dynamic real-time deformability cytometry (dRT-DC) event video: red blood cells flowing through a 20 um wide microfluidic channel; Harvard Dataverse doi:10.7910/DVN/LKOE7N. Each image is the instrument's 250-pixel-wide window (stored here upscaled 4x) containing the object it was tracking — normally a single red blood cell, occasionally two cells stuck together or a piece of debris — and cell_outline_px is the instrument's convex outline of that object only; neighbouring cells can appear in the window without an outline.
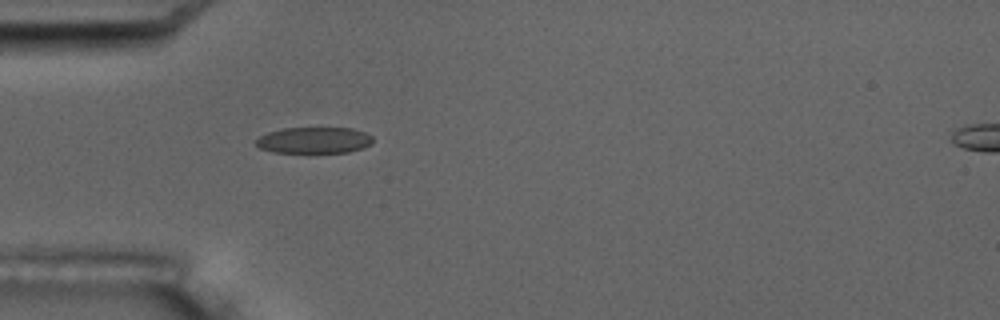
{"species": "common noctule bat (a hibernating species)", "species_latin": "Nyctalus noctula", "temperature_condition": "room temperature", "stored_images_in_passage": 5, "camera_frame_rate_fps": 3000, "um_per_image_px": 0.085, "animal": {"sex": "male", "body_mass_g": 17.5, "forearm_length_mm": 52.3}, "frame": {"image": 1, "passage_image": 4, "time_ms": 3.333, "image_size_px": [1000, 320], "cell_outline_px": [[372, 144], [364, 148], [348, 152], [272, 152], [260, 148], [252, 140], [268, 132], [280, 128], [352, 128], [364, 132], [372, 136]], "centroid_in_image_um": [26.67, 11.91], "position_along_channel_um": 58.3, "area_um2": 17.98}}